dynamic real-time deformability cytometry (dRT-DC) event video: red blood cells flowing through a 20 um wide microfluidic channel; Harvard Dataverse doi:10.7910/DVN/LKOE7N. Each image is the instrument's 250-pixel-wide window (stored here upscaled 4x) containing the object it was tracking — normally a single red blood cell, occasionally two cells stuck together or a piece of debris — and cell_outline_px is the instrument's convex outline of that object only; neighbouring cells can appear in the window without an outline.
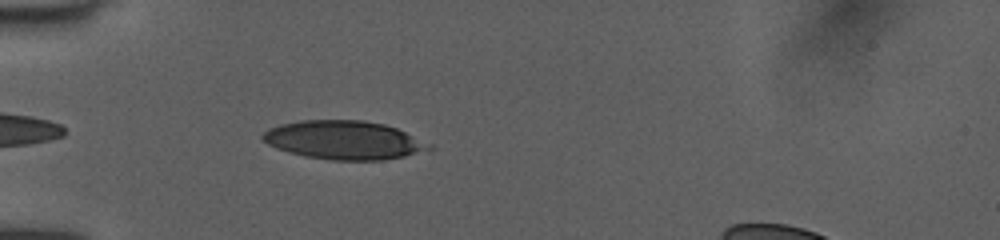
{"species": "human", "species_latin": "Homo sapiens", "temperature_condition": "room temperature", "stored_images_in_passage": 6, "camera_frame_rate_fps": 3000, "um_per_image_px": 0.085, "donor": {"sex": "female"}, "frame": {"image": 1, "passage_image": 6, "time_ms": 1.667, "image_size_px": [1000, 240], "cell_outline_px": [[420, 148], [404, 156], [384, 160], [332, 160], [304, 156], [288, 152], [276, 148], [268, 144], [260, 136], [268, 128], [280, 124], [304, 120], [360, 120], [384, 124], [396, 128], [404, 132]], "centroid_in_image_um": [28.93, 11.89], "position_along_channel_um": 56.1, "area_um2": 35.78}}